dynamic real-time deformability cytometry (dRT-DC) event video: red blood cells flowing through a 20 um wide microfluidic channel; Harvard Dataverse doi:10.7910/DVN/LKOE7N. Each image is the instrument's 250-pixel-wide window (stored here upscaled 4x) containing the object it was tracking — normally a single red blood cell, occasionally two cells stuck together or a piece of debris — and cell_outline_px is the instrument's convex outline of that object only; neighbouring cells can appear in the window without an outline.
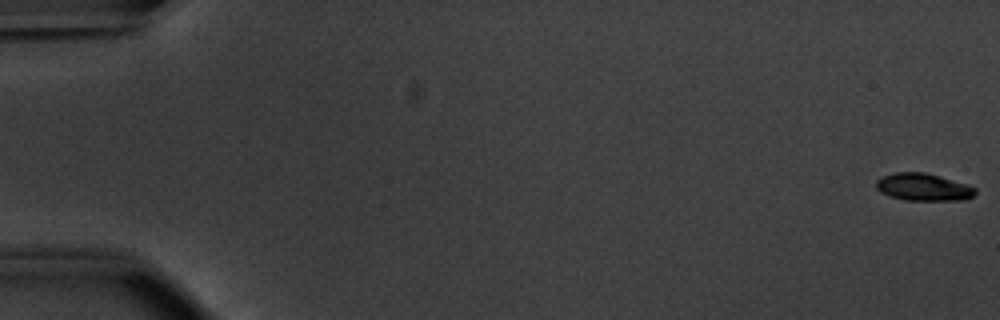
{"species": "common noctule bat (a hibernating species)", "species_latin": "Nyctalus noctula", "temperature_condition": "warm", "stored_images_in_passage": 12, "camera_frame_rate_fps": 3000, "um_per_image_px": 0.085, "animal": {"sex": "male", "body_mass_g": 20.1, "forearm_length_mm": 53.5}, "frame": {"image": 1, "passage_image": 1, "time_ms": 0.0, "image_size_px": [1000, 320], "cell_outline_px": [[976, 192], [972, 196], [964, 200], [904, 200], [880, 192], [876, 188], [876, 180], [884, 176], [896, 172], [924, 172], [940, 176], [968, 184], [976, 188]], "centroid_in_image_um": [78.5, 15.9], "position_along_channel_um": 6.5, "area_um2": 15.78}}